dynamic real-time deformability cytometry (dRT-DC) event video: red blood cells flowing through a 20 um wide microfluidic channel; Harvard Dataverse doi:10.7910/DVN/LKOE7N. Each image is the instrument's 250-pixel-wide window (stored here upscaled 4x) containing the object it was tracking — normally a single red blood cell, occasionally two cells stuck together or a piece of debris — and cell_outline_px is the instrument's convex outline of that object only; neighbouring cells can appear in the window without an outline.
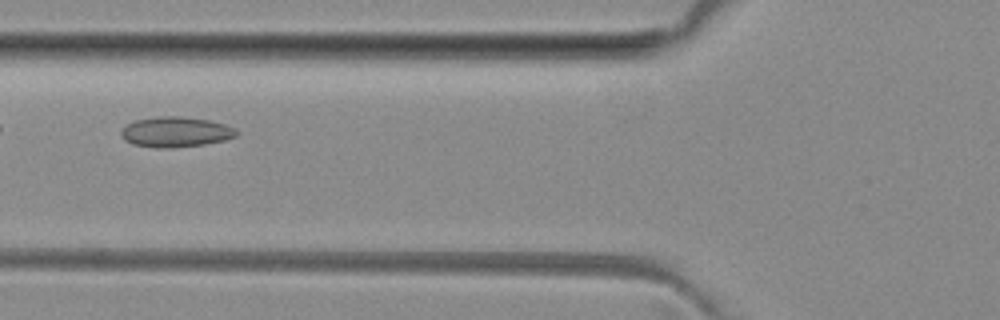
{"species": "common noctule bat (a hibernating species)", "species_latin": "Nyctalus noctula", "temperature_condition": "room temperature", "stored_images_in_passage": 2, "camera_frame_rate_fps": 3000, "um_per_image_px": 0.085, "animal": {"sex": "female", "body_mass_g": 29.2, "forearm_length_mm": 56.3}, "frame": {"image": 1, "passage_image": 2, "time_ms": 1.0, "image_size_px": [1000, 320], "cell_outline_px": [[240, 132], [236, 136], [224, 140], [204, 144], [172, 148], [156, 148], [132, 144], [124, 140], [120, 136], [120, 132], [128, 124], [136, 120], [160, 116], [180, 116], [208, 120], [224, 124], [236, 128]], "centroid_in_image_um": [14.94, 11.22], "position_along_channel_um": 110.9, "area_um2": 20.4}}